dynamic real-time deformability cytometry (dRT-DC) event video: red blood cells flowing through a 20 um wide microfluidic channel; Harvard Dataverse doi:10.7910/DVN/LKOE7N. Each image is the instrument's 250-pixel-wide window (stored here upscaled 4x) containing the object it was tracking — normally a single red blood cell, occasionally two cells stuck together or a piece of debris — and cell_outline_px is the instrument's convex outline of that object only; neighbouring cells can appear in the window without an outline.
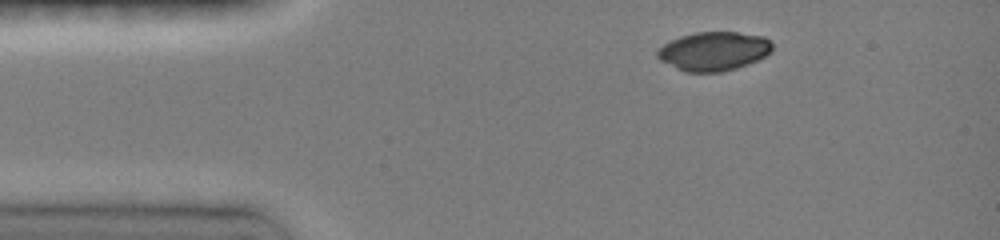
{"species": "common noctule bat (a hibernating species)", "species_latin": "Nyctalus noctula", "temperature_condition": "room temperature", "stored_images_in_passage": 26, "camera_frame_rate_fps": 3000, "um_per_image_px": 0.085, "animal": {"sex": "female", "body_mass_g": 19.0, "forearm_length_mm": 51.5}, "frame": {"image": 1, "passage_image": 1, "time_ms": 0.0, "image_size_px": [1000, 240], "cell_outline_px": [[772, 52], [748, 64], [736, 68], [720, 72], [684, 72], [660, 60], [656, 56], [656, 52], [664, 44], [680, 36], [696, 32], [736, 32], [764, 36], [772, 44]], "centroid_in_image_um": [60.66, 4.35], "position_along_channel_um": 24.3, "area_um2": 25.95}}
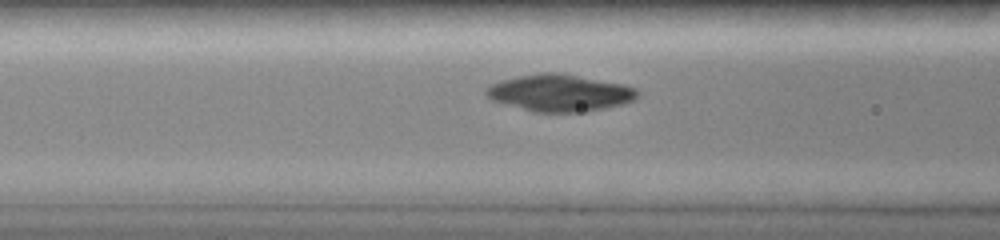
{"frame": {"image": 2, "passage_image": 9, "time_ms": 3.667, "image_size_px": [1000, 240], "cell_outline_px": [[640, 92], [632, 100], [624, 104], [584, 112], [532, 112], [492, 100], [484, 92], [484, 88], [500, 80], [540, 72], [564, 72], [624, 84], [636, 88]], "centroid_in_image_um": [47.58, 7.88], "position_along_channel_um": 119.0, "area_um2": 32.89}}